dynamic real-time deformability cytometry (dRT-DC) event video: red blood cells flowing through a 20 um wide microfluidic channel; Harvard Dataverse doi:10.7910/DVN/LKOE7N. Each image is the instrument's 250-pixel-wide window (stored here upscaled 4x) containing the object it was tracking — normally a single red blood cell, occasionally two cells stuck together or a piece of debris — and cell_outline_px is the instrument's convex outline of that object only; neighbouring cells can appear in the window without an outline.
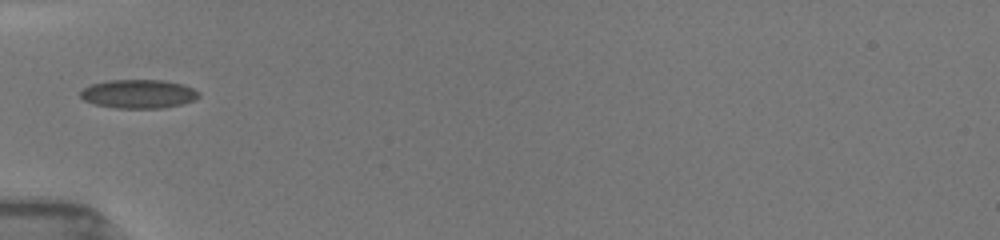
{"species": "common noctule bat (a hibernating species)", "species_latin": "Nyctalus noctula", "temperature_condition": "room temperature", "stored_images_in_passage": 6, "camera_frame_rate_fps": 3000, "um_per_image_px": 0.085, "animal": {"sex": "female", "body_mass_g": 19.5, "forearm_length_mm": 54.1}, "frame": {"image": 1, "passage_image": 1, "time_ms": 0.0, "image_size_px": [1000, 240], "cell_outline_px": [[200, 96], [192, 100], [180, 104], [164, 108], [116, 108], [96, 104], [84, 100], [80, 96], [80, 92], [84, 88], [92, 84], [108, 80], [164, 80], [184, 84], [200, 92]], "centroid_in_image_um": [11.79, 7.97], "position_along_channel_um": 73.2, "area_um2": 19.77}}
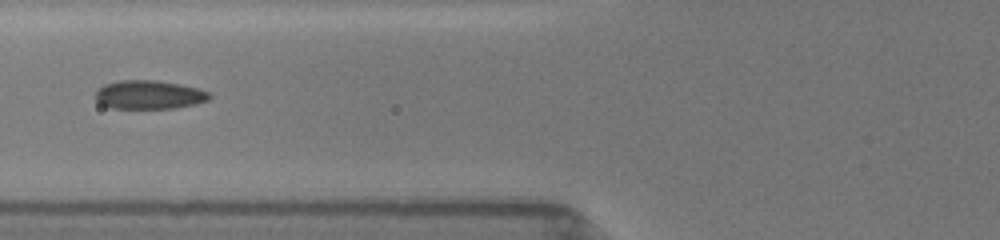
{"frame": {"image": 2, "passage_image": 5, "time_ms": 1.0, "image_size_px": [1000, 240], "cell_outline_px": [[212, 96], [208, 100], [196, 104], [172, 108], [112, 108], [100, 104], [96, 100], [96, 88], [104, 84], [120, 80], [156, 80], [180, 84], [212, 92]], "centroid_in_image_um": [12.67, 8.04], "position_along_channel_um": 113.1, "area_um2": 19.19}}